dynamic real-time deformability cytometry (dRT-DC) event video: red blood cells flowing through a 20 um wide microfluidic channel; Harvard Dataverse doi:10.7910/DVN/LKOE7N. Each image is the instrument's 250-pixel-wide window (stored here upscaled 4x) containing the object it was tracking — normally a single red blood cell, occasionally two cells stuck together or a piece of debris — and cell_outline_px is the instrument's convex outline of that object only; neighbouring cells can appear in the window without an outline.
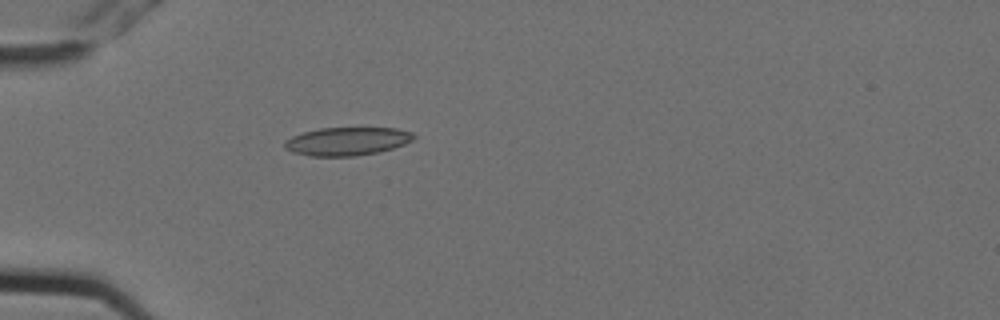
{"species": "Egyptian fruit bat (a non-hibernating species)", "species_latin": "Rousettus aegyptiacus", "temperature_condition": "cold", "stored_images_in_passage": 3, "camera_frame_rate_fps": 3000, "um_per_image_px": 0.085, "animal": {"sex": "female"}, "frame": {"image": 1, "passage_image": 3, "time_ms": 0.667, "image_size_px": [1000, 320], "cell_outline_px": [[416, 136], [412, 140], [404, 144], [392, 148], [376, 152], [356, 156], [308, 156], [292, 152], [284, 148], [284, 140], [292, 136], [304, 132], [320, 128], [396, 128], [412, 132]], "centroid_in_image_um": [29.47, 12.01], "position_along_channel_um": 55.5, "area_um2": 21.21}}